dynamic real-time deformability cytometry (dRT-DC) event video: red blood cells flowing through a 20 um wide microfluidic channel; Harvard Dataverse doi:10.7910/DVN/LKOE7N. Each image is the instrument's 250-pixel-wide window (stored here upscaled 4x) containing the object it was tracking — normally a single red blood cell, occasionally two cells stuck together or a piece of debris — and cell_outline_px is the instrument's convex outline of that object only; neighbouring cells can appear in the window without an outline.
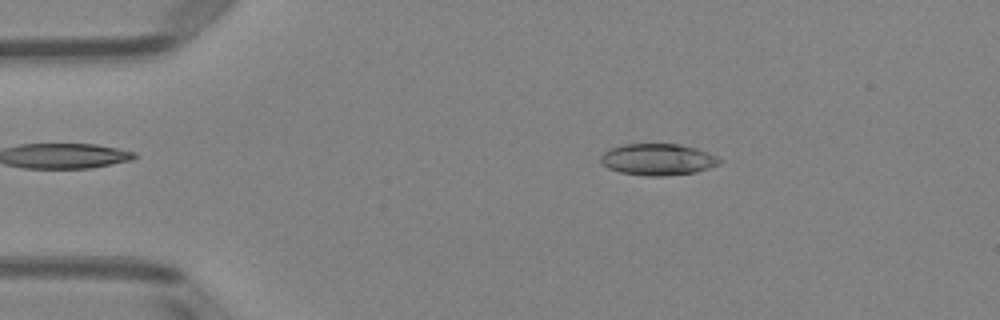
{"species": "Egyptian fruit bat (a non-hibernating species)", "species_latin": "Rousettus aegyptiacus", "temperature_condition": "room temperature", "stored_images_in_passage": 50, "camera_frame_rate_fps": 3000, "um_per_image_px": 0.085, "animal": {"sex": "female"}, "frame": {"image": 1, "passage_image": 8, "time_ms": 2.333, "image_size_px": [1000, 320], "cell_outline_px": [[724, 160], [720, 164], [696, 172], [664, 176], [644, 176], [620, 172], [608, 168], [600, 160], [600, 156], [608, 148], [624, 144], [680, 144], [696, 148], [708, 152]], "centroid_in_image_um": [55.92, 13.55], "position_along_channel_um": 29.1, "area_um2": 22.02}}
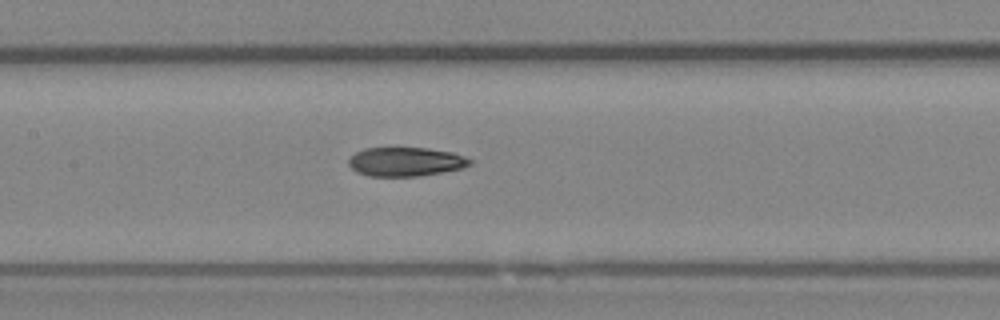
{"frame": {"image": 2, "passage_image": 23, "time_ms": 7.333, "image_size_px": [1000, 320], "cell_outline_px": [[472, 164], [460, 168], [440, 172], [416, 176], [368, 176], [356, 172], [348, 164], [348, 160], [356, 152], [364, 148], [428, 148], [452, 152], [464, 156], [472, 160]], "centroid_in_image_um": [34.46, 13.74], "position_along_channel_um": 172.9, "area_um2": 20.35}}
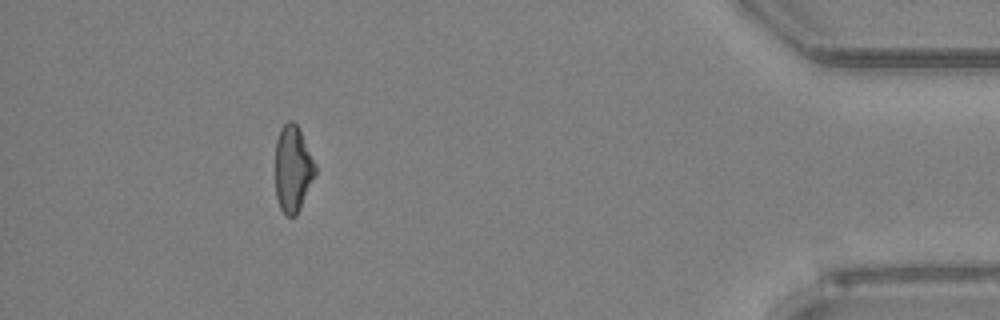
{"frame": {"image": 3, "passage_image": 45, "time_ms": 14.667, "image_size_px": [1000, 320], "cell_outline_px": [[316, 176], [296, 216], [284, 216], [280, 208], [276, 196], [276, 140], [280, 128], [288, 120], [292, 120], [296, 124], [316, 164]], "centroid_in_image_um": [24.89, 14.38], "position_along_channel_um": 410.3, "area_um2": 20.17}, "authors_computed_cell_mechanics": {"area_um2": 21.2993, "velocity_mm_per_s": 3.9936, "shape_relaxation_time_tau1_ms": null, "shape_relaxation_time_tau2_ms": 4.251, "deformation_change_tau1": null, "deformation_change_tau2": 0.11}}